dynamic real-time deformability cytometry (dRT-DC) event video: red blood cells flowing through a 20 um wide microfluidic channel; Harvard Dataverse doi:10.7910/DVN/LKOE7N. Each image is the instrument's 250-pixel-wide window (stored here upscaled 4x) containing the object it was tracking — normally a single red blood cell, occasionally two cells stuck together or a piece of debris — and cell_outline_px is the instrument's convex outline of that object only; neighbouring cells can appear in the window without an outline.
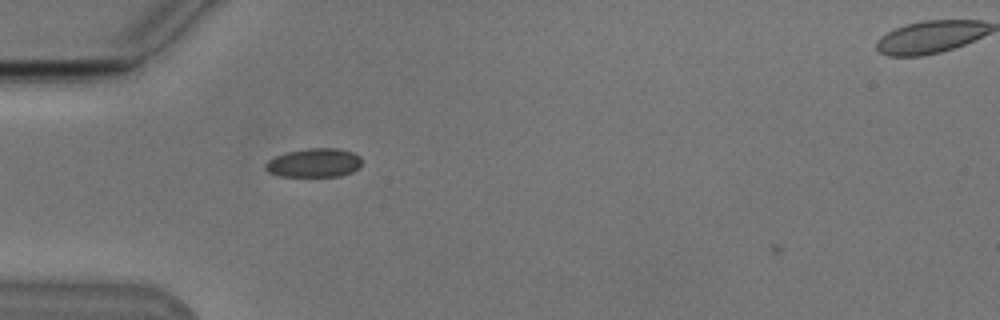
{"species": "Egyptian fruit bat (a non-hibernating species)", "species_latin": "Rousettus aegyptiacus", "temperature_condition": "cold", "stored_images_in_passage": 9, "camera_frame_rate_fps": 3000, "um_per_image_px": 0.085, "animal": {"sex": "male"}, "frame": {"image": 1, "passage_image": 8, "time_ms": 2.333, "image_size_px": [1000, 320], "cell_outline_px": [[360, 168], [352, 172], [340, 176], [280, 176], [268, 172], [264, 168], [264, 164], [268, 160], [276, 156], [288, 152], [308, 148], [336, 148], [352, 152], [360, 156]], "centroid_in_image_um": [26.69, 13.84], "position_along_channel_um": 58.3, "area_um2": 16.18}}